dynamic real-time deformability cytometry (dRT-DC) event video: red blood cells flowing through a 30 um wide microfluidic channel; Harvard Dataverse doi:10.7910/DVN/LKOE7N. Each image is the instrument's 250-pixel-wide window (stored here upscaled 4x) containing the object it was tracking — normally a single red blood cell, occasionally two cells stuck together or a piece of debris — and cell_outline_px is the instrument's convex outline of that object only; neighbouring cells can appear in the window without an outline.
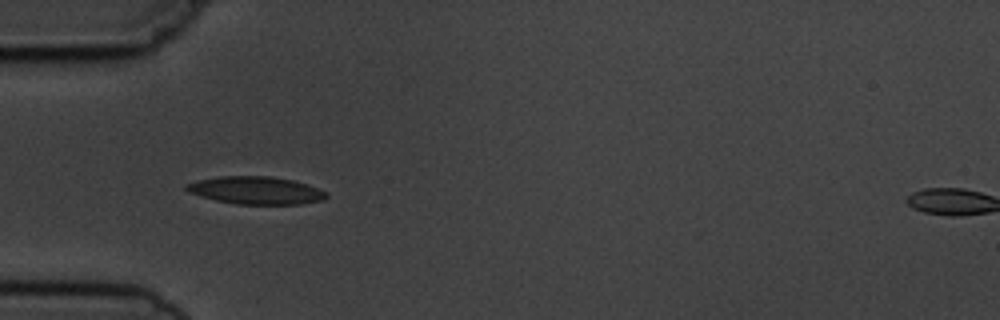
{"species": "common noctule bat (a hibernating species)", "species_latin": "Nyctalus noctula", "temperature_condition": "cold", "stored_images_in_passage": 11, "camera_frame_rate_fps": 3000, "um_per_image_px": 0.085, "animal": {"sex": "male", "body_mass_g": 19.5, "forearm_length_mm": 54.6}, "frame": {"image": 1, "passage_image": 5, "time_ms": 4.333, "image_size_px": [1000, 320], "cell_outline_px": [[328, 196], [324, 200], [300, 204], [236, 204], [216, 200], [200, 196], [188, 192], [184, 188], [184, 184], [196, 180], [220, 176], [272, 176], [292, 180], [328, 192]], "centroid_in_image_um": [21.71, 16.18], "position_along_channel_um": 63.3, "area_um2": 22.6}}
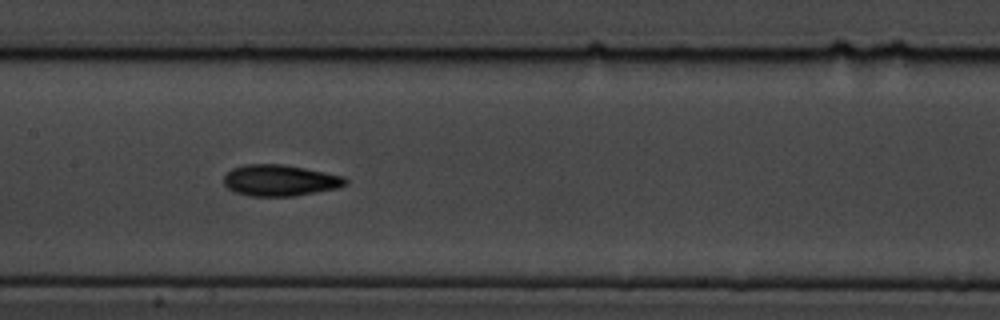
{"frame": {"image": 2, "passage_image": 8, "time_ms": 7.667, "image_size_px": [1000, 320], "cell_outline_px": [[348, 184], [336, 188], [296, 196], [248, 196], [236, 192], [228, 188], [224, 184], [224, 176], [232, 168], [244, 164], [284, 164], [344, 176], [348, 180]], "centroid_in_image_um": [23.8, 15.33], "position_along_channel_um": 183.6, "area_um2": 22.2}}
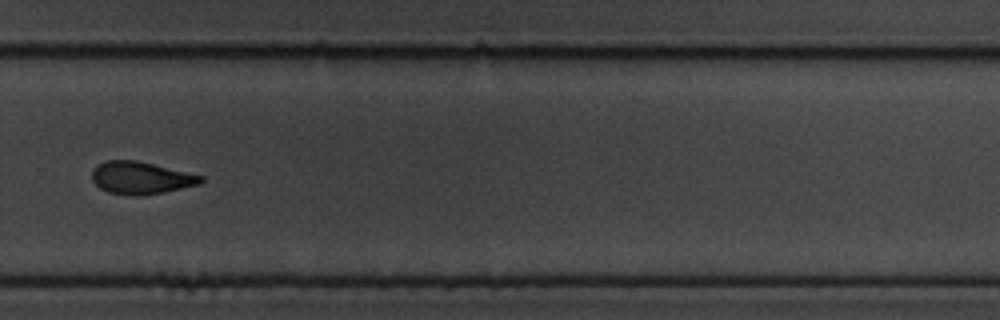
{"frame": {"image": 3, "passage_image": 11, "time_ms": 11.333, "image_size_px": [1000, 320], "cell_outline_px": [[204, 180], [200, 184], [164, 192], [140, 196], [108, 192], [100, 188], [92, 180], [92, 168], [108, 160], [136, 160], [204, 176]], "centroid_in_image_um": [11.98, 15.12], "position_along_channel_um": 317.8, "area_um2": 20.4}}